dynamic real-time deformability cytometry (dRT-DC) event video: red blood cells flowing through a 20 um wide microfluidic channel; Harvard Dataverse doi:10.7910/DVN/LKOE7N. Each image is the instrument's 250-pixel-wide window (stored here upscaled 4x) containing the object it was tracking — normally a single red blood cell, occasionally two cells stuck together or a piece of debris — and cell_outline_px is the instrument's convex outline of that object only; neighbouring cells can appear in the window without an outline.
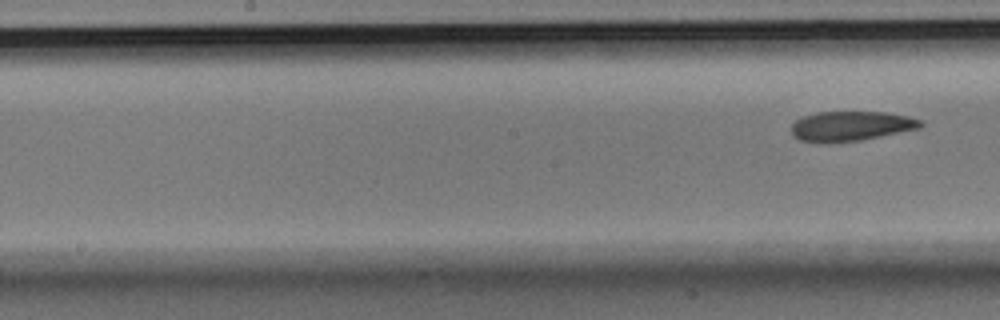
{"species": "Egyptian fruit bat (a non-hibernating species)", "species_latin": "Rousettus aegyptiacus", "temperature_condition": "room temperature", "stored_images_in_passage": 8, "segment_of_instrument_passage": [2, 2], "camera_frame_rate_fps": 3000, "um_per_image_px": 0.085, "animal": {"sex": "male"}, "frame": {"image": 1, "passage_image": 8, "time_ms": 2.333, "image_size_px": [1000, 320], "cell_outline_px": [[924, 124], [920, 128], [860, 140], [828, 144], [800, 140], [792, 136], [792, 124], [796, 120], [804, 116], [816, 112], [888, 112], [908, 116], [920, 120]], "centroid_in_image_um": [72.3, 10.72], "position_along_channel_um": 175.9, "area_um2": 22.54}}